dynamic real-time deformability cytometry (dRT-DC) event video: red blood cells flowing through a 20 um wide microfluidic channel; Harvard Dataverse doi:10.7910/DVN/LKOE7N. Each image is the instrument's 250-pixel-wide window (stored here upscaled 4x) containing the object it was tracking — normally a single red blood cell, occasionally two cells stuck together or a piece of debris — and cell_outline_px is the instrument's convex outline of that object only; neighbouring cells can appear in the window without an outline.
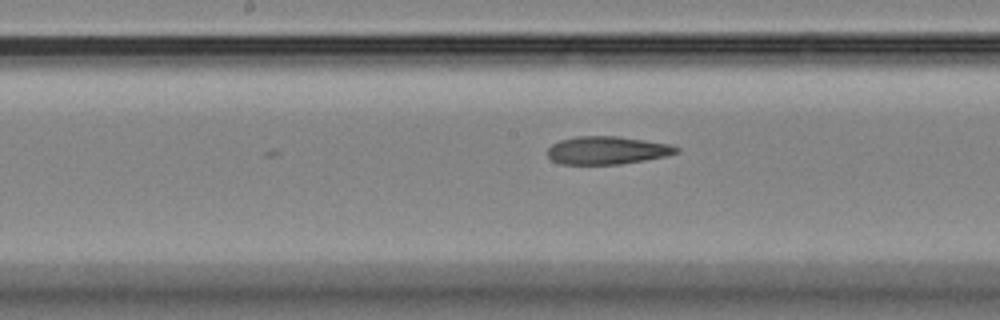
{"species": "Egyptian fruit bat (a non-hibernating species)", "species_latin": "Rousettus aegyptiacus", "temperature_condition": "room temperature", "stored_images_in_passage": 24, "camera_frame_rate_fps": 3000, "um_per_image_px": 0.085, "animal": {"sex": "female"}, "frame": {"image": 1, "passage_image": 24, "time_ms": 7.667, "image_size_px": [1000, 320], "cell_outline_px": [[680, 152], [668, 156], [620, 164], [560, 164], [552, 160], [548, 156], [548, 148], [552, 144], [560, 140], [576, 136], [616, 136], [644, 140], [668, 144], [680, 148]], "centroid_in_image_um": [51.61, 12.78], "position_along_channel_um": 196.6, "area_um2": 20.98}}